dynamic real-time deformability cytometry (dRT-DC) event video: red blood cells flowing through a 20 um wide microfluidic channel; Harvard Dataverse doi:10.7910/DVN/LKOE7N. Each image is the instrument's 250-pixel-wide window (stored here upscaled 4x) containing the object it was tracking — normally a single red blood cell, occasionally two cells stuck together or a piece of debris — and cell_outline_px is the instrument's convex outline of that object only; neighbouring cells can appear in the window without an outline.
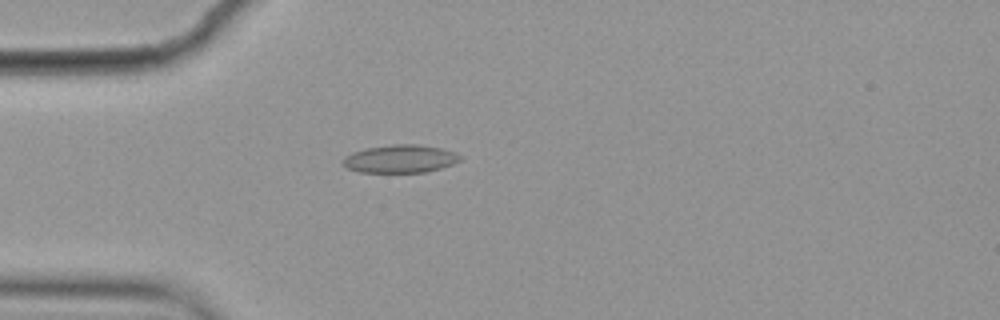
{"species": "common noctule bat (a hibernating species)", "species_latin": "Nyctalus noctula", "temperature_condition": "cold", "stored_images_in_passage": 6, "camera_frame_rate_fps": 3000, "um_per_image_px": 0.085, "animal": {"sex": "female", "body_mass_g": 19.9}, "frame": {"image": 1, "passage_image": 5, "time_ms": 1.333, "image_size_px": [1000, 320], "cell_outline_px": [[464, 156], [460, 160], [452, 164], [440, 168], [424, 172], [360, 172], [348, 168], [340, 164], [340, 160], [344, 156], [352, 152], [368, 148], [392, 144], [420, 144], [440, 148], [456, 152]], "centroid_in_image_um": [34.0, 13.49], "position_along_channel_um": 51.0, "area_um2": 19.25}}